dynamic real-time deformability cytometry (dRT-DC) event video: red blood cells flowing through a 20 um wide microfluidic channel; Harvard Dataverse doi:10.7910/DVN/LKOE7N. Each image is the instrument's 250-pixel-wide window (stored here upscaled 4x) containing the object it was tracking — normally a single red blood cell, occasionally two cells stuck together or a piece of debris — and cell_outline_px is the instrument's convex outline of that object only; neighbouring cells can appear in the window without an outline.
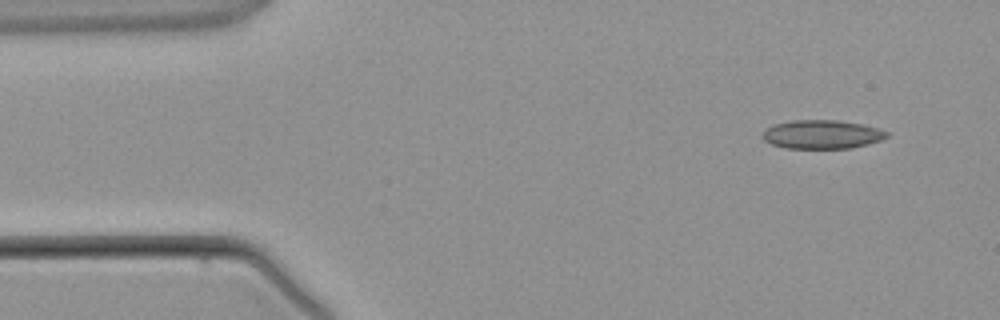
{"species": "common noctule bat (a hibernating species)", "species_latin": "Nyctalus noctula", "temperature_condition": "warm", "stored_images_in_passage": 3, "camera_frame_rate_fps": 3000, "um_per_image_px": 0.085, "animal": {"sex": "male", "body_mass_g": 21.5, "forearm_length_mm": 52.0}, "frame": {"image": 1, "passage_image": 1, "time_ms": 0.0, "image_size_px": [1000, 320], "cell_outline_px": [[888, 136], [880, 140], [868, 144], [852, 148], [784, 148], [772, 144], [764, 140], [760, 136], [764, 128], [772, 124], [792, 120], [836, 120], [864, 124], [880, 128], [888, 132]], "centroid_in_image_um": [69.83, 11.41], "position_along_channel_um": 15.2, "area_um2": 21.1}}
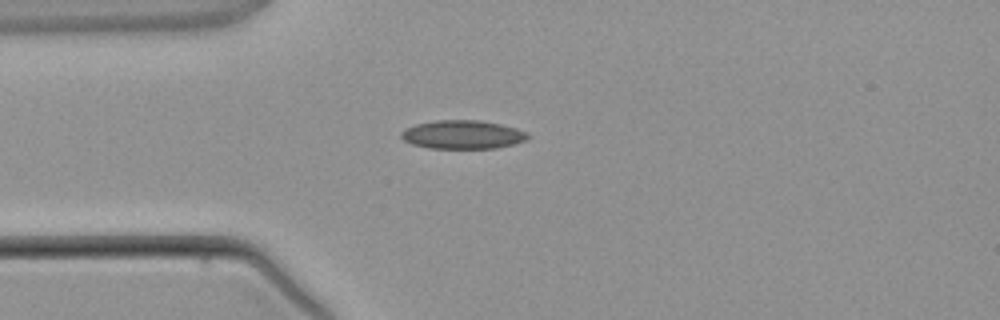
{"frame": {"image": 2, "passage_image": 3, "time_ms": 2.333, "image_size_px": [1000, 320], "cell_outline_px": [[532, 136], [528, 140], [496, 148], [428, 148], [412, 144], [404, 140], [400, 136], [400, 132], [404, 128], [416, 124], [436, 120], [480, 120], [500, 124], [516, 128], [528, 132]], "centroid_in_image_um": [39.34, 11.44], "position_along_channel_um": 45.7, "area_um2": 21.27}}